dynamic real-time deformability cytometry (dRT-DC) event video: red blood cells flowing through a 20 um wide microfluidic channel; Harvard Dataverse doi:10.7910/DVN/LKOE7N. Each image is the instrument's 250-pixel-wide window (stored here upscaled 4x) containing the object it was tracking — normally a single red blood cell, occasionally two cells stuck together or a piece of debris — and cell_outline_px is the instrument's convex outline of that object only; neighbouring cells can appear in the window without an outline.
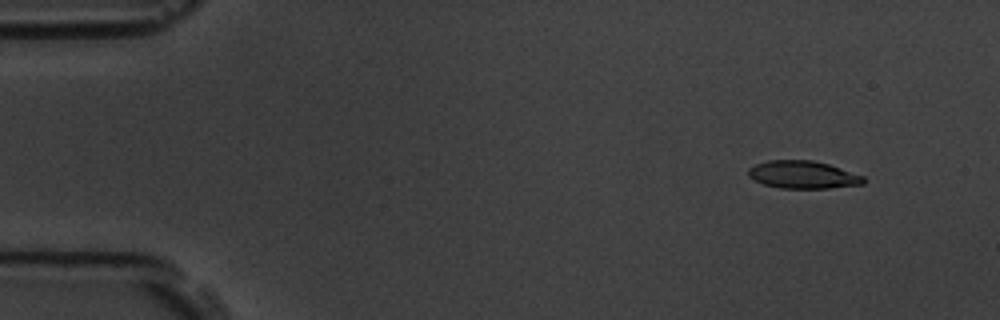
{"species": "common noctule bat (a hibernating species)", "species_latin": "Nyctalus noctula", "temperature_condition": "room temperature", "stored_images_in_passage": 6, "camera_frame_rate_fps": 3000, "um_per_image_px": 0.085, "animal": {"sex": "male", "body_mass_g": 19.5, "forearm_length_mm": 54.6}, "frame": {"image": 1, "passage_image": 2, "time_ms": 1.0, "image_size_px": [1000, 320], "cell_outline_px": [[864, 184], [828, 188], [780, 188], [764, 184], [752, 180], [748, 176], [748, 168], [756, 164], [768, 160], [812, 160], [828, 164], [864, 176]], "centroid_in_image_um": [68.22, 14.85], "position_along_channel_um": 16.8, "area_um2": 18.55}}
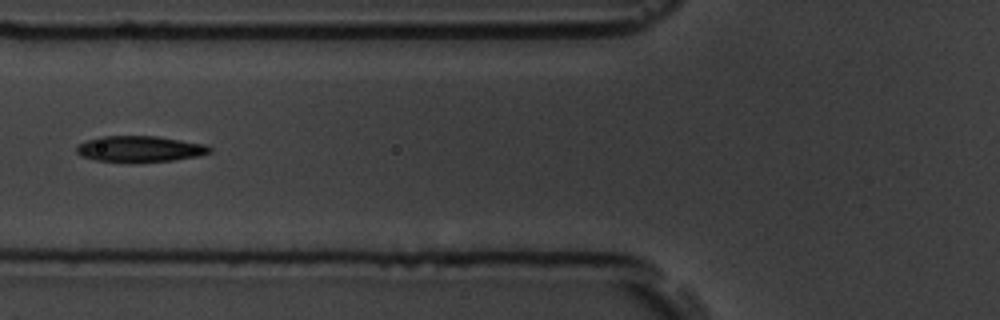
{"frame": {"image": 2, "passage_image": 6, "time_ms": 6.667, "image_size_px": [1000, 320], "cell_outline_px": [[212, 152], [196, 156], [172, 160], [132, 164], [96, 160], [80, 156], [76, 152], [76, 148], [84, 140], [100, 136], [156, 136], [204, 144], [212, 148]], "centroid_in_image_um": [11.83, 12.68], "position_along_channel_um": 114.0, "area_um2": 20.58}}